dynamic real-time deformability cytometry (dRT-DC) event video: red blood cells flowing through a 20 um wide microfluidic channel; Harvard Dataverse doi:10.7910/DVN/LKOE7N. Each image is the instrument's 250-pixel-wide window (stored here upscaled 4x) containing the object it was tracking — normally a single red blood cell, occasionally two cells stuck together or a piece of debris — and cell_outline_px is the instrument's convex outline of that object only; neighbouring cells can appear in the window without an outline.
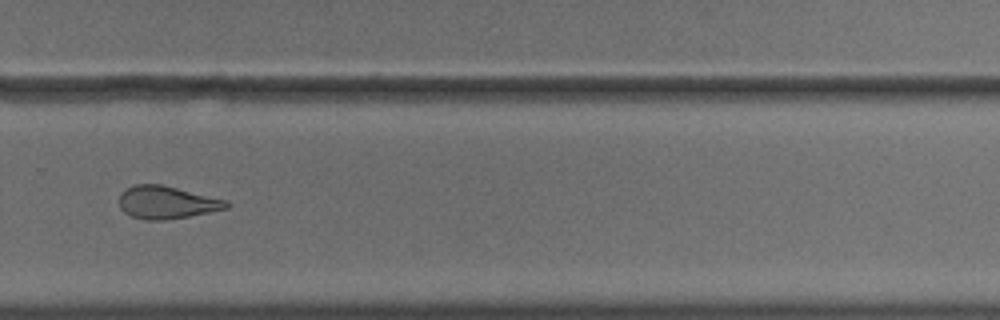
{"species": "common noctule bat (a hibernating species)", "species_latin": "Nyctalus noctula", "temperature_condition": "cold", "stored_images_in_passage": 38, "camera_frame_rate_fps": 3000, "um_per_image_px": 0.085, "animal": {"sex": "male", "body_mass_g": 18.8}, "frame": {"image": 1, "passage_image": 22, "time_ms": 7.0, "image_size_px": [1000, 320], "cell_outline_px": [[228, 208], [188, 216], [164, 220], [144, 220], [132, 216], [124, 212], [120, 208], [120, 192], [136, 184], [160, 184], [228, 200]], "centroid_in_image_um": [14.15, 17.2], "position_along_channel_um": 315.6, "area_um2": 20.23}, "authors_computed_cell_mechanics": {"area_um2": 21.3282, "velocity_mm_per_s": 3.6537, "shape_relaxation_time_tau1_ms": null, "shape_relaxation_time_tau2_ms": 3.3463, "deformation_change_tau1": null, "deformation_change_tau2": 0.1228}}